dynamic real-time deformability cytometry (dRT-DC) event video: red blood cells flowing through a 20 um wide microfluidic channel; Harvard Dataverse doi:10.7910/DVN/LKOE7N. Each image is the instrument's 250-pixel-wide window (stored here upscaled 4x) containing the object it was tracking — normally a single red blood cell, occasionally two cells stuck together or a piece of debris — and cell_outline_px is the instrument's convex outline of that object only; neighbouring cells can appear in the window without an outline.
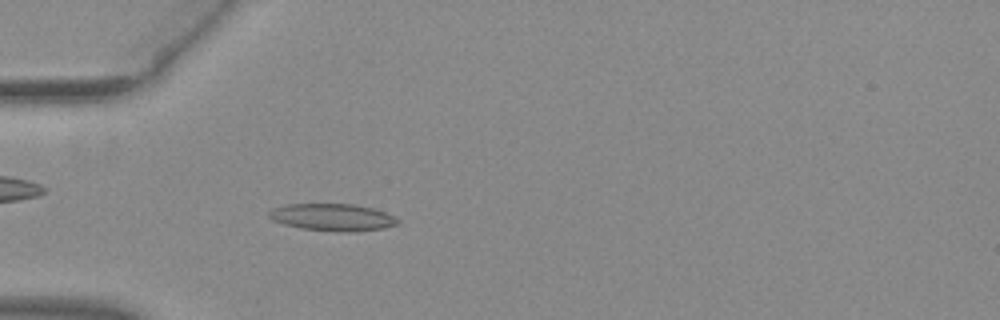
{"species": "common noctule bat (a hibernating species)", "species_latin": "Nyctalus noctula", "temperature_condition": "warm", "stored_images_in_passage": 52, "camera_frame_rate_fps": 3000, "um_per_image_px": 0.085, "animal": {"sex": "female", "body_mass_g": 29.2, "forearm_length_mm": 56.3}, "frame": {"image": 1, "passage_image": 16, "time_ms": 5.0, "image_size_px": [1000, 320], "cell_outline_px": [[400, 224], [384, 228], [352, 232], [340, 232], [300, 228], [284, 224], [272, 220], [268, 216], [268, 212], [272, 208], [284, 204], [356, 204], [372, 208], [384, 212], [400, 220]], "centroid_in_image_um": [28.25, 18.47], "position_along_channel_um": 56.7, "area_um2": 20.52}}
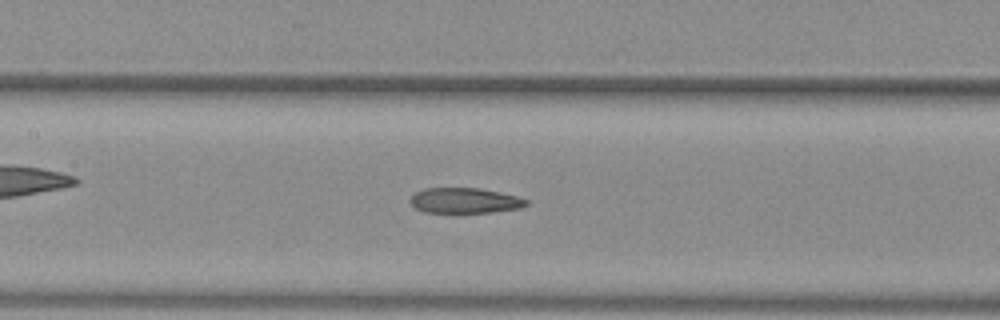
{"frame": {"image": 2, "passage_image": 25, "time_ms": 8.0, "image_size_px": [1000, 320], "cell_outline_px": [[528, 204], [520, 208], [492, 212], [424, 212], [416, 208], [408, 200], [416, 192], [424, 188], [480, 188], [500, 192], [516, 196], [528, 200]], "centroid_in_image_um": [39.5, 17.04], "position_along_channel_um": 167.9, "area_um2": 17.05}}
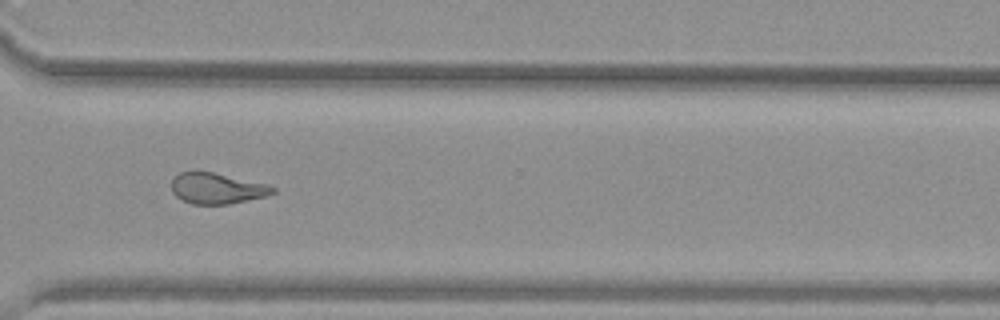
{"frame": {"image": 3, "passage_image": 39, "time_ms": 12.667, "image_size_px": [1000, 320], "cell_outline_px": [[276, 192], [268, 196], [228, 204], [192, 204], [176, 196], [172, 192], [172, 180], [180, 172], [212, 172], [264, 184], [276, 188]], "centroid_in_image_um": [18.45, 16.03], "position_along_channel_um": 352.2, "area_um2": 17.86}, "authors_computed_cell_mechanics": {"area_um2": 19.3919, "velocity_mm_per_s": 3.9586, "shape_relaxation_time_tau1_ms": null, "shape_relaxation_time_tau2_ms": 3.5026, "deformation_change_tau1": null, "deformation_change_tau2": 0.1305}}